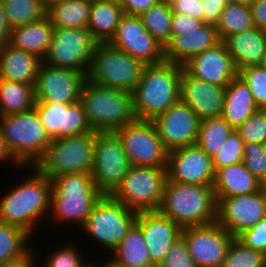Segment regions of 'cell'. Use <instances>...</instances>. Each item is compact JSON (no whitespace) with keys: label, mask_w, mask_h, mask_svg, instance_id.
<instances>
[{"label":"cell","mask_w":266,"mask_h":267,"mask_svg":"<svg viewBox=\"0 0 266 267\" xmlns=\"http://www.w3.org/2000/svg\"><path fill=\"white\" fill-rule=\"evenodd\" d=\"M5 160V162H3ZM11 160V161H10ZM7 161L11 162L13 166L16 165V167H23V166L12 154L10 149L8 148V145L3 137L2 131L0 129V163H6ZM13 161V162H12Z\"/></svg>","instance_id":"cell-54"},{"label":"cell","mask_w":266,"mask_h":267,"mask_svg":"<svg viewBox=\"0 0 266 267\" xmlns=\"http://www.w3.org/2000/svg\"><path fill=\"white\" fill-rule=\"evenodd\" d=\"M258 110L259 107L254 100L250 88L237 75L225 87L224 106L221 117L233 129H236Z\"/></svg>","instance_id":"cell-28"},{"label":"cell","mask_w":266,"mask_h":267,"mask_svg":"<svg viewBox=\"0 0 266 267\" xmlns=\"http://www.w3.org/2000/svg\"><path fill=\"white\" fill-rule=\"evenodd\" d=\"M97 264V265H96ZM94 263V261L92 262V261H90V259H89V262L87 263H85V264H83L81 267H98V263Z\"/></svg>","instance_id":"cell-58"},{"label":"cell","mask_w":266,"mask_h":267,"mask_svg":"<svg viewBox=\"0 0 266 267\" xmlns=\"http://www.w3.org/2000/svg\"><path fill=\"white\" fill-rule=\"evenodd\" d=\"M238 75L250 88L259 110L266 112V70L261 66H248L240 71Z\"/></svg>","instance_id":"cell-41"},{"label":"cell","mask_w":266,"mask_h":267,"mask_svg":"<svg viewBox=\"0 0 266 267\" xmlns=\"http://www.w3.org/2000/svg\"><path fill=\"white\" fill-rule=\"evenodd\" d=\"M216 28L221 41L233 34L254 28L251 7L239 3L227 4Z\"/></svg>","instance_id":"cell-34"},{"label":"cell","mask_w":266,"mask_h":267,"mask_svg":"<svg viewBox=\"0 0 266 267\" xmlns=\"http://www.w3.org/2000/svg\"><path fill=\"white\" fill-rule=\"evenodd\" d=\"M200 121L181 100L152 120L159 138L168 151L196 144Z\"/></svg>","instance_id":"cell-18"},{"label":"cell","mask_w":266,"mask_h":267,"mask_svg":"<svg viewBox=\"0 0 266 267\" xmlns=\"http://www.w3.org/2000/svg\"><path fill=\"white\" fill-rule=\"evenodd\" d=\"M31 247L26 253L15 258L13 260H9L8 262L0 265V267H38L36 264L37 262L36 251H34ZM37 262V263H36Z\"/></svg>","instance_id":"cell-52"},{"label":"cell","mask_w":266,"mask_h":267,"mask_svg":"<svg viewBox=\"0 0 266 267\" xmlns=\"http://www.w3.org/2000/svg\"><path fill=\"white\" fill-rule=\"evenodd\" d=\"M203 6V23L216 26L221 18L224 7L232 3L231 0H202Z\"/></svg>","instance_id":"cell-49"},{"label":"cell","mask_w":266,"mask_h":267,"mask_svg":"<svg viewBox=\"0 0 266 267\" xmlns=\"http://www.w3.org/2000/svg\"><path fill=\"white\" fill-rule=\"evenodd\" d=\"M204 25L202 20L184 14L173 13L171 21V36L197 31Z\"/></svg>","instance_id":"cell-47"},{"label":"cell","mask_w":266,"mask_h":267,"mask_svg":"<svg viewBox=\"0 0 266 267\" xmlns=\"http://www.w3.org/2000/svg\"><path fill=\"white\" fill-rule=\"evenodd\" d=\"M86 74L42 62L34 86L36 102L72 104L79 101Z\"/></svg>","instance_id":"cell-16"},{"label":"cell","mask_w":266,"mask_h":267,"mask_svg":"<svg viewBox=\"0 0 266 267\" xmlns=\"http://www.w3.org/2000/svg\"><path fill=\"white\" fill-rule=\"evenodd\" d=\"M34 109L51 139L94 132L80 101L72 104L35 102Z\"/></svg>","instance_id":"cell-20"},{"label":"cell","mask_w":266,"mask_h":267,"mask_svg":"<svg viewBox=\"0 0 266 267\" xmlns=\"http://www.w3.org/2000/svg\"><path fill=\"white\" fill-rule=\"evenodd\" d=\"M183 69L192 77L226 87L238 71L223 41L190 58Z\"/></svg>","instance_id":"cell-21"},{"label":"cell","mask_w":266,"mask_h":267,"mask_svg":"<svg viewBox=\"0 0 266 267\" xmlns=\"http://www.w3.org/2000/svg\"><path fill=\"white\" fill-rule=\"evenodd\" d=\"M158 267H197L192 259L185 240L179 238L169 249Z\"/></svg>","instance_id":"cell-45"},{"label":"cell","mask_w":266,"mask_h":267,"mask_svg":"<svg viewBox=\"0 0 266 267\" xmlns=\"http://www.w3.org/2000/svg\"><path fill=\"white\" fill-rule=\"evenodd\" d=\"M221 267H266V255L234 238Z\"/></svg>","instance_id":"cell-39"},{"label":"cell","mask_w":266,"mask_h":267,"mask_svg":"<svg viewBox=\"0 0 266 267\" xmlns=\"http://www.w3.org/2000/svg\"><path fill=\"white\" fill-rule=\"evenodd\" d=\"M172 14L170 3L161 1L139 16L148 32L164 47L171 39Z\"/></svg>","instance_id":"cell-36"},{"label":"cell","mask_w":266,"mask_h":267,"mask_svg":"<svg viewBox=\"0 0 266 267\" xmlns=\"http://www.w3.org/2000/svg\"><path fill=\"white\" fill-rule=\"evenodd\" d=\"M98 45L87 28L54 27L51 45L43 63L88 72Z\"/></svg>","instance_id":"cell-12"},{"label":"cell","mask_w":266,"mask_h":267,"mask_svg":"<svg viewBox=\"0 0 266 267\" xmlns=\"http://www.w3.org/2000/svg\"><path fill=\"white\" fill-rule=\"evenodd\" d=\"M162 1L170 3L172 0H162Z\"/></svg>","instance_id":"cell-61"},{"label":"cell","mask_w":266,"mask_h":267,"mask_svg":"<svg viewBox=\"0 0 266 267\" xmlns=\"http://www.w3.org/2000/svg\"><path fill=\"white\" fill-rule=\"evenodd\" d=\"M245 167L258 179L266 177V144L244 143Z\"/></svg>","instance_id":"cell-44"},{"label":"cell","mask_w":266,"mask_h":267,"mask_svg":"<svg viewBox=\"0 0 266 267\" xmlns=\"http://www.w3.org/2000/svg\"><path fill=\"white\" fill-rule=\"evenodd\" d=\"M138 212L117 202L110 195H103L95 204L84 226V234L94 238L101 248L110 252L136 223ZM103 246V247H102Z\"/></svg>","instance_id":"cell-10"},{"label":"cell","mask_w":266,"mask_h":267,"mask_svg":"<svg viewBox=\"0 0 266 267\" xmlns=\"http://www.w3.org/2000/svg\"><path fill=\"white\" fill-rule=\"evenodd\" d=\"M181 237L197 267H221L234 239L216 221L183 228Z\"/></svg>","instance_id":"cell-14"},{"label":"cell","mask_w":266,"mask_h":267,"mask_svg":"<svg viewBox=\"0 0 266 267\" xmlns=\"http://www.w3.org/2000/svg\"><path fill=\"white\" fill-rule=\"evenodd\" d=\"M261 189L266 192V177L261 182Z\"/></svg>","instance_id":"cell-60"},{"label":"cell","mask_w":266,"mask_h":267,"mask_svg":"<svg viewBox=\"0 0 266 267\" xmlns=\"http://www.w3.org/2000/svg\"><path fill=\"white\" fill-rule=\"evenodd\" d=\"M145 64L109 43H98L86 74L87 80L109 88L132 92Z\"/></svg>","instance_id":"cell-8"},{"label":"cell","mask_w":266,"mask_h":267,"mask_svg":"<svg viewBox=\"0 0 266 267\" xmlns=\"http://www.w3.org/2000/svg\"><path fill=\"white\" fill-rule=\"evenodd\" d=\"M232 3H239V4H245V5H251L255 0H231Z\"/></svg>","instance_id":"cell-57"},{"label":"cell","mask_w":266,"mask_h":267,"mask_svg":"<svg viewBox=\"0 0 266 267\" xmlns=\"http://www.w3.org/2000/svg\"><path fill=\"white\" fill-rule=\"evenodd\" d=\"M167 179L166 167L130 165L110 196L137 212L158 211Z\"/></svg>","instance_id":"cell-9"},{"label":"cell","mask_w":266,"mask_h":267,"mask_svg":"<svg viewBox=\"0 0 266 267\" xmlns=\"http://www.w3.org/2000/svg\"><path fill=\"white\" fill-rule=\"evenodd\" d=\"M233 58L237 71L260 65L266 53V31L256 27L233 34L223 41Z\"/></svg>","instance_id":"cell-26"},{"label":"cell","mask_w":266,"mask_h":267,"mask_svg":"<svg viewBox=\"0 0 266 267\" xmlns=\"http://www.w3.org/2000/svg\"><path fill=\"white\" fill-rule=\"evenodd\" d=\"M213 190L215 198L253 194L261 190V181L240 162L215 171Z\"/></svg>","instance_id":"cell-27"},{"label":"cell","mask_w":266,"mask_h":267,"mask_svg":"<svg viewBox=\"0 0 266 267\" xmlns=\"http://www.w3.org/2000/svg\"><path fill=\"white\" fill-rule=\"evenodd\" d=\"M182 72L183 65L168 61L145 65L132 91L136 119L152 121L180 100Z\"/></svg>","instance_id":"cell-2"},{"label":"cell","mask_w":266,"mask_h":267,"mask_svg":"<svg viewBox=\"0 0 266 267\" xmlns=\"http://www.w3.org/2000/svg\"><path fill=\"white\" fill-rule=\"evenodd\" d=\"M92 0H61L46 8L53 27L87 28Z\"/></svg>","instance_id":"cell-32"},{"label":"cell","mask_w":266,"mask_h":267,"mask_svg":"<svg viewBox=\"0 0 266 267\" xmlns=\"http://www.w3.org/2000/svg\"><path fill=\"white\" fill-rule=\"evenodd\" d=\"M54 250V251H53ZM50 255H46V260L43 261L44 267H81L86 263L78 251L76 245H70L53 249Z\"/></svg>","instance_id":"cell-43"},{"label":"cell","mask_w":266,"mask_h":267,"mask_svg":"<svg viewBox=\"0 0 266 267\" xmlns=\"http://www.w3.org/2000/svg\"><path fill=\"white\" fill-rule=\"evenodd\" d=\"M167 177L172 182L213 185L215 170L212 158L197 144L169 151Z\"/></svg>","instance_id":"cell-19"},{"label":"cell","mask_w":266,"mask_h":267,"mask_svg":"<svg viewBox=\"0 0 266 267\" xmlns=\"http://www.w3.org/2000/svg\"><path fill=\"white\" fill-rule=\"evenodd\" d=\"M259 66H261L263 69L266 70V53H265V55H264V57H263V59H262V61H261Z\"/></svg>","instance_id":"cell-59"},{"label":"cell","mask_w":266,"mask_h":267,"mask_svg":"<svg viewBox=\"0 0 266 267\" xmlns=\"http://www.w3.org/2000/svg\"><path fill=\"white\" fill-rule=\"evenodd\" d=\"M94 132L116 131L136 120L132 92L109 88L86 79L80 99Z\"/></svg>","instance_id":"cell-5"},{"label":"cell","mask_w":266,"mask_h":267,"mask_svg":"<svg viewBox=\"0 0 266 267\" xmlns=\"http://www.w3.org/2000/svg\"><path fill=\"white\" fill-rule=\"evenodd\" d=\"M130 167L120 137L115 131L95 132L91 176L103 195H111Z\"/></svg>","instance_id":"cell-11"},{"label":"cell","mask_w":266,"mask_h":267,"mask_svg":"<svg viewBox=\"0 0 266 267\" xmlns=\"http://www.w3.org/2000/svg\"><path fill=\"white\" fill-rule=\"evenodd\" d=\"M54 27L45 15L40 20L11 28L8 44L43 59L51 45Z\"/></svg>","instance_id":"cell-29"},{"label":"cell","mask_w":266,"mask_h":267,"mask_svg":"<svg viewBox=\"0 0 266 267\" xmlns=\"http://www.w3.org/2000/svg\"><path fill=\"white\" fill-rule=\"evenodd\" d=\"M2 1L10 28H16L38 21L46 15V8L40 0Z\"/></svg>","instance_id":"cell-38"},{"label":"cell","mask_w":266,"mask_h":267,"mask_svg":"<svg viewBox=\"0 0 266 267\" xmlns=\"http://www.w3.org/2000/svg\"><path fill=\"white\" fill-rule=\"evenodd\" d=\"M170 6L173 13L184 14L203 21L202 0H172Z\"/></svg>","instance_id":"cell-48"},{"label":"cell","mask_w":266,"mask_h":267,"mask_svg":"<svg viewBox=\"0 0 266 267\" xmlns=\"http://www.w3.org/2000/svg\"><path fill=\"white\" fill-rule=\"evenodd\" d=\"M30 168L33 174L1 197L0 222L16 225L33 236L40 218L43 221L50 211L51 180L34 166Z\"/></svg>","instance_id":"cell-1"},{"label":"cell","mask_w":266,"mask_h":267,"mask_svg":"<svg viewBox=\"0 0 266 267\" xmlns=\"http://www.w3.org/2000/svg\"><path fill=\"white\" fill-rule=\"evenodd\" d=\"M130 165L166 167L169 151L149 120H138L115 131Z\"/></svg>","instance_id":"cell-13"},{"label":"cell","mask_w":266,"mask_h":267,"mask_svg":"<svg viewBox=\"0 0 266 267\" xmlns=\"http://www.w3.org/2000/svg\"><path fill=\"white\" fill-rule=\"evenodd\" d=\"M213 185H192L167 179L158 211L182 229L216 221Z\"/></svg>","instance_id":"cell-3"},{"label":"cell","mask_w":266,"mask_h":267,"mask_svg":"<svg viewBox=\"0 0 266 267\" xmlns=\"http://www.w3.org/2000/svg\"><path fill=\"white\" fill-rule=\"evenodd\" d=\"M95 132L53 138L45 154L34 167L50 180L71 173H89L93 169Z\"/></svg>","instance_id":"cell-7"},{"label":"cell","mask_w":266,"mask_h":267,"mask_svg":"<svg viewBox=\"0 0 266 267\" xmlns=\"http://www.w3.org/2000/svg\"><path fill=\"white\" fill-rule=\"evenodd\" d=\"M98 267H120L118 265H116L115 263H113L109 258L107 260L104 261V263L102 265H98Z\"/></svg>","instance_id":"cell-55"},{"label":"cell","mask_w":266,"mask_h":267,"mask_svg":"<svg viewBox=\"0 0 266 267\" xmlns=\"http://www.w3.org/2000/svg\"><path fill=\"white\" fill-rule=\"evenodd\" d=\"M162 0H121L120 4L124 14L140 16L150 7L157 5Z\"/></svg>","instance_id":"cell-50"},{"label":"cell","mask_w":266,"mask_h":267,"mask_svg":"<svg viewBox=\"0 0 266 267\" xmlns=\"http://www.w3.org/2000/svg\"><path fill=\"white\" fill-rule=\"evenodd\" d=\"M40 1H41V3L43 4V6L45 8H48L50 5H52V4L56 3V2H59L61 0H40Z\"/></svg>","instance_id":"cell-56"},{"label":"cell","mask_w":266,"mask_h":267,"mask_svg":"<svg viewBox=\"0 0 266 267\" xmlns=\"http://www.w3.org/2000/svg\"><path fill=\"white\" fill-rule=\"evenodd\" d=\"M216 222L234 238L250 229L266 216V192L215 198Z\"/></svg>","instance_id":"cell-15"},{"label":"cell","mask_w":266,"mask_h":267,"mask_svg":"<svg viewBox=\"0 0 266 267\" xmlns=\"http://www.w3.org/2000/svg\"><path fill=\"white\" fill-rule=\"evenodd\" d=\"M243 147L244 142L239 136V133L234 129L218 153L212 158L214 170L216 171L218 168L243 162Z\"/></svg>","instance_id":"cell-40"},{"label":"cell","mask_w":266,"mask_h":267,"mask_svg":"<svg viewBox=\"0 0 266 267\" xmlns=\"http://www.w3.org/2000/svg\"><path fill=\"white\" fill-rule=\"evenodd\" d=\"M31 237L16 225L0 222V265L26 253L31 248L27 245Z\"/></svg>","instance_id":"cell-37"},{"label":"cell","mask_w":266,"mask_h":267,"mask_svg":"<svg viewBox=\"0 0 266 267\" xmlns=\"http://www.w3.org/2000/svg\"><path fill=\"white\" fill-rule=\"evenodd\" d=\"M235 130L244 143L266 144V112L258 110Z\"/></svg>","instance_id":"cell-42"},{"label":"cell","mask_w":266,"mask_h":267,"mask_svg":"<svg viewBox=\"0 0 266 267\" xmlns=\"http://www.w3.org/2000/svg\"><path fill=\"white\" fill-rule=\"evenodd\" d=\"M233 130L221 116L202 119L196 144L213 158Z\"/></svg>","instance_id":"cell-35"},{"label":"cell","mask_w":266,"mask_h":267,"mask_svg":"<svg viewBox=\"0 0 266 267\" xmlns=\"http://www.w3.org/2000/svg\"><path fill=\"white\" fill-rule=\"evenodd\" d=\"M10 31L11 28L6 19L4 3L0 0V46L8 43Z\"/></svg>","instance_id":"cell-53"},{"label":"cell","mask_w":266,"mask_h":267,"mask_svg":"<svg viewBox=\"0 0 266 267\" xmlns=\"http://www.w3.org/2000/svg\"><path fill=\"white\" fill-rule=\"evenodd\" d=\"M43 60L34 53L10 46H0V79L35 85Z\"/></svg>","instance_id":"cell-25"},{"label":"cell","mask_w":266,"mask_h":267,"mask_svg":"<svg viewBox=\"0 0 266 267\" xmlns=\"http://www.w3.org/2000/svg\"><path fill=\"white\" fill-rule=\"evenodd\" d=\"M250 7L254 27L266 31V0H255Z\"/></svg>","instance_id":"cell-51"},{"label":"cell","mask_w":266,"mask_h":267,"mask_svg":"<svg viewBox=\"0 0 266 267\" xmlns=\"http://www.w3.org/2000/svg\"><path fill=\"white\" fill-rule=\"evenodd\" d=\"M0 129L13 156L26 168L37 163L52 140L34 108L0 116Z\"/></svg>","instance_id":"cell-6"},{"label":"cell","mask_w":266,"mask_h":267,"mask_svg":"<svg viewBox=\"0 0 266 267\" xmlns=\"http://www.w3.org/2000/svg\"><path fill=\"white\" fill-rule=\"evenodd\" d=\"M34 86L0 79V116L33 109L36 102Z\"/></svg>","instance_id":"cell-33"},{"label":"cell","mask_w":266,"mask_h":267,"mask_svg":"<svg viewBox=\"0 0 266 267\" xmlns=\"http://www.w3.org/2000/svg\"><path fill=\"white\" fill-rule=\"evenodd\" d=\"M123 15L119 1L92 0L87 29L98 43H108Z\"/></svg>","instance_id":"cell-30"},{"label":"cell","mask_w":266,"mask_h":267,"mask_svg":"<svg viewBox=\"0 0 266 267\" xmlns=\"http://www.w3.org/2000/svg\"><path fill=\"white\" fill-rule=\"evenodd\" d=\"M141 228L152 263L158 267L172 245L182 236V228L159 211L138 212Z\"/></svg>","instance_id":"cell-22"},{"label":"cell","mask_w":266,"mask_h":267,"mask_svg":"<svg viewBox=\"0 0 266 267\" xmlns=\"http://www.w3.org/2000/svg\"><path fill=\"white\" fill-rule=\"evenodd\" d=\"M103 194L89 173H71L51 179L50 211L54 220L82 228ZM52 210V211H51ZM78 224V225H77Z\"/></svg>","instance_id":"cell-4"},{"label":"cell","mask_w":266,"mask_h":267,"mask_svg":"<svg viewBox=\"0 0 266 267\" xmlns=\"http://www.w3.org/2000/svg\"><path fill=\"white\" fill-rule=\"evenodd\" d=\"M237 239L245 246L266 255V216L253 227L245 230Z\"/></svg>","instance_id":"cell-46"},{"label":"cell","mask_w":266,"mask_h":267,"mask_svg":"<svg viewBox=\"0 0 266 267\" xmlns=\"http://www.w3.org/2000/svg\"><path fill=\"white\" fill-rule=\"evenodd\" d=\"M225 87L190 76L184 69L180 80V100L202 120L220 117L223 112Z\"/></svg>","instance_id":"cell-23"},{"label":"cell","mask_w":266,"mask_h":267,"mask_svg":"<svg viewBox=\"0 0 266 267\" xmlns=\"http://www.w3.org/2000/svg\"><path fill=\"white\" fill-rule=\"evenodd\" d=\"M216 26L204 24L197 31L171 36L164 47L165 61L184 65L190 58L220 43Z\"/></svg>","instance_id":"cell-24"},{"label":"cell","mask_w":266,"mask_h":267,"mask_svg":"<svg viewBox=\"0 0 266 267\" xmlns=\"http://www.w3.org/2000/svg\"><path fill=\"white\" fill-rule=\"evenodd\" d=\"M108 257L120 267H156L150 258L141 228L136 223Z\"/></svg>","instance_id":"cell-31"},{"label":"cell","mask_w":266,"mask_h":267,"mask_svg":"<svg viewBox=\"0 0 266 267\" xmlns=\"http://www.w3.org/2000/svg\"><path fill=\"white\" fill-rule=\"evenodd\" d=\"M108 43L145 65L165 61L164 46L148 32L139 16L124 14Z\"/></svg>","instance_id":"cell-17"}]
</instances>
